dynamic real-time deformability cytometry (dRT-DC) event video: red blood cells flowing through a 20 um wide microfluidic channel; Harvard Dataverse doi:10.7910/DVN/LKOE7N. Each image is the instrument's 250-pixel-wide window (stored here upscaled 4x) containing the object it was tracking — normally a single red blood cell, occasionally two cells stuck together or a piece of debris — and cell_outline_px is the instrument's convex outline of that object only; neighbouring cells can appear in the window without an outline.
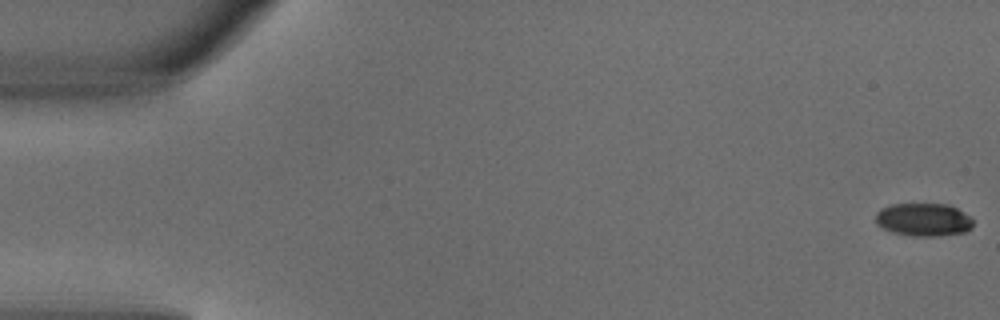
{"species": "common noctule bat (a hibernating species)", "species_latin": "Nyctalus noctula", "temperature_condition": "warm", "stored_images_in_passage": 5, "camera_frame_rate_fps": 3000, "um_per_image_px": 0.085, "animal": {"sex": "male", "body_mass_g": 18.8}, "frame": {"image": 1, "passage_image": 1, "time_ms": 0.0, "image_size_px": [1000, 320], "cell_outline_px": [[972, 228], [964, 232], [936, 236], [912, 236], [892, 232], [876, 224], [876, 212], [880, 208], [892, 204], [948, 204], [972, 216]], "centroid_in_image_um": [78.5, 18.66], "position_along_channel_um": 6.5, "area_um2": 18.84}}
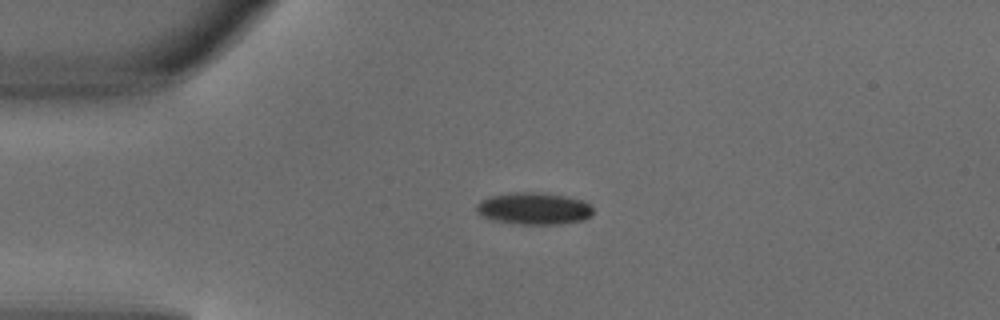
{"frame": {"image": 2, "passage_image": 4, "time_ms": 1.0, "image_size_px": [1000, 320], "cell_outline_px": [[592, 216], [584, 220], [560, 224], [520, 224], [492, 220], [476, 212], [476, 204], [480, 200], [488, 196], [512, 192], [536, 192], [568, 196], [584, 200], [592, 204]], "centroid_in_image_um": [45.4, 17.71], "position_along_channel_um": 39.6, "area_um2": 22.08}}